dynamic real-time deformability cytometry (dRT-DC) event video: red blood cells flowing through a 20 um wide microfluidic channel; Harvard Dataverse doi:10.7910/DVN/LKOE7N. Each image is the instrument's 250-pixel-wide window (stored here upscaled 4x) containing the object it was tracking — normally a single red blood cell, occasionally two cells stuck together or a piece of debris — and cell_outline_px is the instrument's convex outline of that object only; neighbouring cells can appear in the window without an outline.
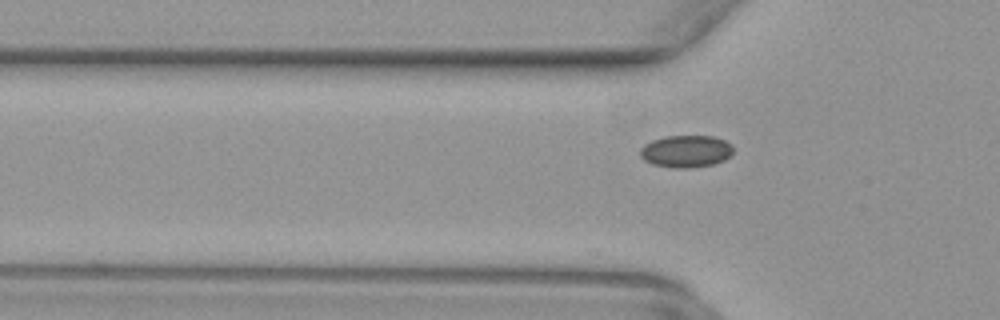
{"species": "common noctule bat (a hibernating species)", "species_latin": "Nyctalus noctula", "temperature_condition": "warm", "stored_images_in_passage": 7, "camera_frame_rate_fps": 3000, "um_per_image_px": 0.085, "animal": {"sex": "female", "body_mass_g": 29.2, "forearm_length_mm": 56.3}, "frame": {"image": 1, "passage_image": 4, "time_ms": 1.0, "image_size_px": [1000, 320], "cell_outline_px": [[732, 152], [724, 160], [712, 164], [692, 168], [672, 168], [652, 164], [644, 160], [640, 156], [640, 148], [644, 144], [652, 140], [664, 136], [712, 136], [724, 140], [732, 144]], "centroid_in_image_um": [58.27, 12.86], "position_along_channel_um": 67.5, "area_um2": 17.51}}